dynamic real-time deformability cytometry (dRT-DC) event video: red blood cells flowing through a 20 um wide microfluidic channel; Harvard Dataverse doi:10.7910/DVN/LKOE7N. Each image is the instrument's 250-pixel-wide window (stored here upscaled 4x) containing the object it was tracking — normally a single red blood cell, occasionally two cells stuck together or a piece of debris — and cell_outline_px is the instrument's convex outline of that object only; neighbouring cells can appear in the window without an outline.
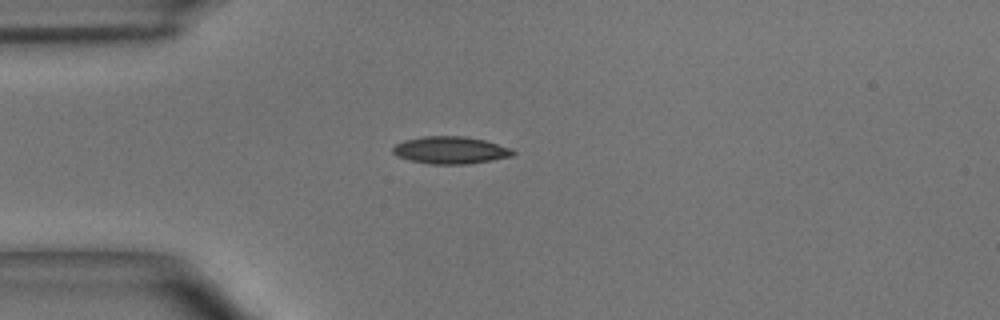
{"species": "common noctule bat (a hibernating species)", "species_latin": "Nyctalus noctula", "temperature_condition": "room temperature", "stored_images_in_passage": 37, "camera_frame_rate_fps": 3000, "um_per_image_px": 0.085, "animal": {"sex": "male", "body_mass_g": 15.6}, "frame": {"image": 1, "passage_image": 1, "time_ms": 0.0, "image_size_px": [1000, 320], "cell_outline_px": [[516, 152], [512, 156], [492, 160], [468, 164], [432, 164], [412, 160], [396, 156], [392, 152], [392, 148], [396, 144], [404, 140], [424, 136], [464, 136], [484, 140], [512, 148]], "centroid_in_image_um": [38.3, 12.76], "position_along_channel_um": 46.7, "area_um2": 19.07}}
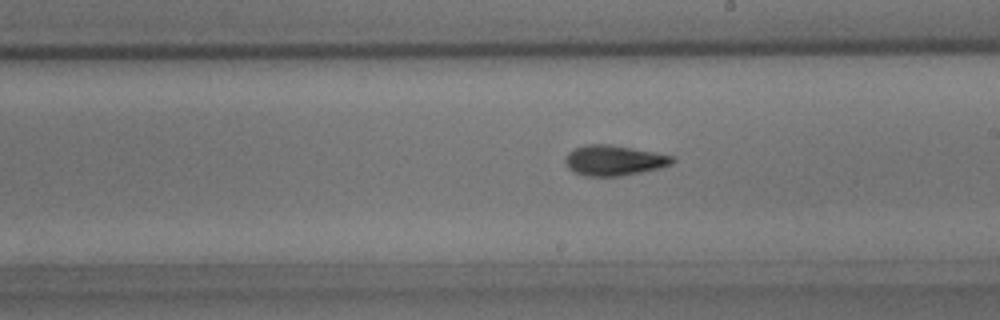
{"frame": {"image": 2, "passage_image": 16, "time_ms": 5.0, "image_size_px": [1000, 320], "cell_outline_px": [[676, 160], [672, 164], [660, 168], [620, 176], [588, 176], [572, 172], [564, 164], [564, 160], [568, 152], [584, 144], [608, 144], [632, 148], [676, 156]], "centroid_in_image_um": [52.19, 13.63], "position_along_channel_um": 236.8, "area_um2": 19.07}}
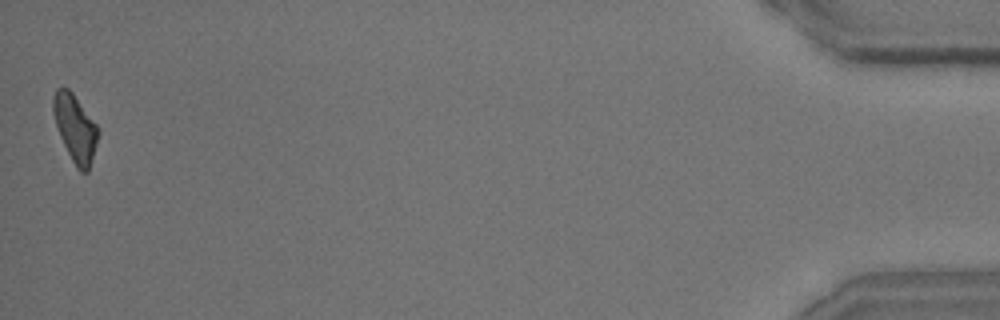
{"frame": {"image": 3, "passage_image": 37, "time_ms": 12.0, "image_size_px": [1000, 320], "cell_outline_px": [[100, 132], [88, 172], [80, 172], [76, 168], [60, 136], [52, 112], [52, 96], [56, 88], [68, 88], [72, 92], [100, 128]], "centroid_in_image_um": [6.39, 10.88], "position_along_channel_um": 428.8, "area_um2": 17.63}, "authors_computed_cell_mechanics": {"area_um2": 18.0336, "velocity_mm_per_s": 4.0569, "shape_relaxation_time_tau1_ms": 5.2238, "shape_relaxation_time_tau2_ms": 2.7181, "deformation_change_tau1": 0.1802, "deformation_change_tau2": 0.114}}